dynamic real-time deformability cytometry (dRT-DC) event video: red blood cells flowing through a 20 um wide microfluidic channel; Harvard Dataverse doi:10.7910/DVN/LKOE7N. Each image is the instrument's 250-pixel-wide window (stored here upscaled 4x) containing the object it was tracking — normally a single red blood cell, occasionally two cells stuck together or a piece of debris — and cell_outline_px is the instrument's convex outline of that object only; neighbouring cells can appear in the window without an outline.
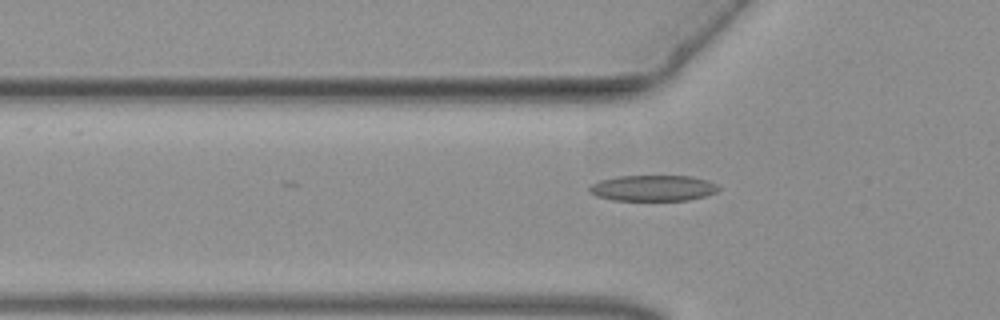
{"species": "common noctule bat (a hibernating species)", "species_latin": "Nyctalus noctula", "temperature_condition": "warm", "stored_images_in_passage": 24, "camera_frame_rate_fps": 3000, "um_per_image_px": 0.085, "animal": {"sex": "female", "body_mass_g": 19.3, "forearm_length_mm": 54.1}, "frame": {"image": 1, "passage_image": 7, "time_ms": 2.0, "image_size_px": [1000, 320], "cell_outline_px": [[720, 188], [716, 192], [704, 196], [688, 200], [612, 200], [596, 196], [588, 192], [588, 188], [592, 184], [600, 180], [616, 176], [692, 176], [708, 180], [716, 184]], "centroid_in_image_um": [55.48, 15.98], "position_along_channel_um": 70.3, "area_um2": 19.54}}
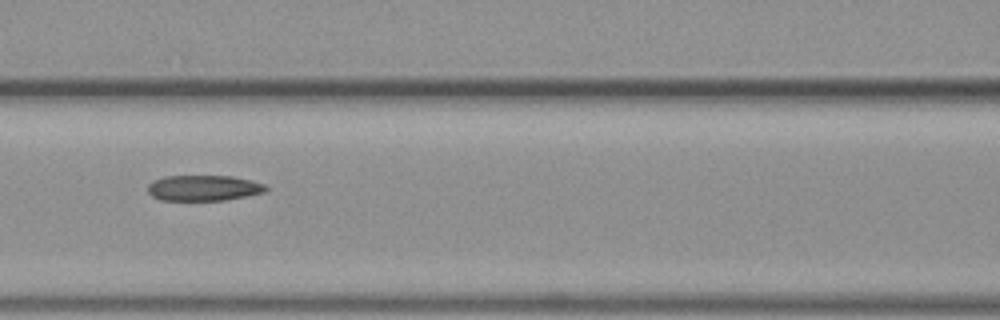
{"frame": {"image": 2, "passage_image": 13, "time_ms": 4.0, "image_size_px": [1000, 320], "cell_outline_px": [[268, 188], [264, 192], [224, 200], [160, 200], [152, 196], [148, 192], [148, 184], [152, 180], [164, 176], [232, 176], [252, 180], [264, 184]], "centroid_in_image_um": [17.27, 15.97], "position_along_channel_um": 149.3, "area_um2": 17.63}}
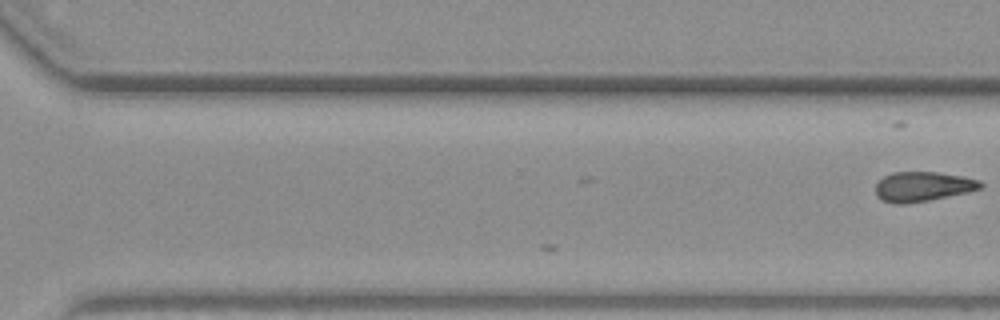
{"frame": {"image": 3, "passage_image": 24, "time_ms": 7.667, "image_size_px": [1000, 320], "cell_outline_px": [[984, 188], [928, 200], [904, 204], [896, 204], [884, 200], [876, 196], [876, 184], [884, 176], [892, 172], [936, 172], [960, 176], [980, 180], [984, 184]], "centroid_in_image_um": [78.44, 15.85], "position_along_channel_um": 292.2, "area_um2": 17.98}}